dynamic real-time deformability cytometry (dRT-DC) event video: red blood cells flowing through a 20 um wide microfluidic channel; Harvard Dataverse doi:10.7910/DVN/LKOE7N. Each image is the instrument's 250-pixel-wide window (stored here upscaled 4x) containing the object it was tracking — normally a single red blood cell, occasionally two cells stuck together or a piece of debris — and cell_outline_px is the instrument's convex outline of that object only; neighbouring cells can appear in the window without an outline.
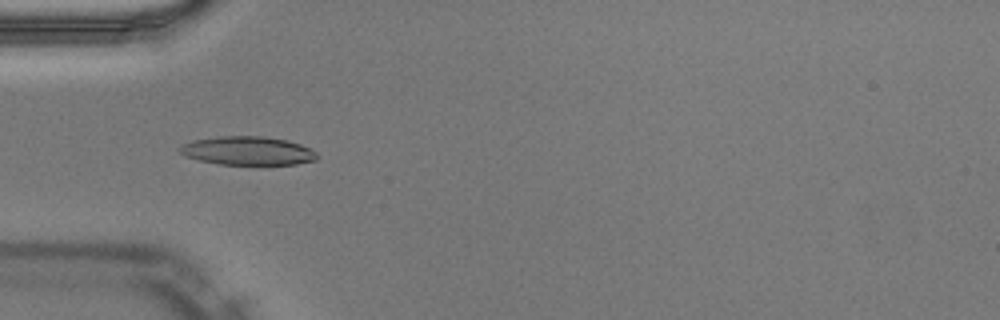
{"species": "Egyptian fruit bat (a non-hibernating species)", "species_latin": "Rousettus aegyptiacus", "temperature_condition": "warm", "stored_images_in_passage": 50, "camera_frame_rate_fps": 3000, "um_per_image_px": 0.085, "animal": {"sex": "male"}, "frame": {"image": 1, "passage_image": 16, "time_ms": 5.0, "image_size_px": [1000, 320], "cell_outline_px": [[320, 156], [316, 160], [296, 164], [220, 164], [200, 160], [184, 156], [176, 148], [192, 140], [220, 136], [264, 136], [288, 140], [300, 144], [316, 152]], "centroid_in_image_um": [21.05, 12.81], "position_along_channel_um": 63.9, "area_um2": 22.89}}
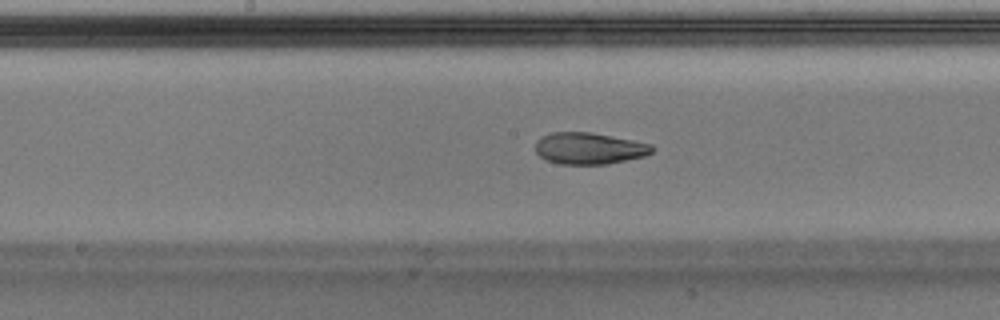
{"frame": {"image": 2, "passage_image": 26, "time_ms": 8.333, "image_size_px": [1000, 320], "cell_outline_px": [[656, 148], [652, 152], [644, 156], [608, 164], [560, 164], [544, 160], [536, 152], [536, 140], [552, 132], [592, 132], [652, 144]], "centroid_in_image_um": [50.08, 12.61], "position_along_channel_um": 198.1, "area_um2": 21.56}}
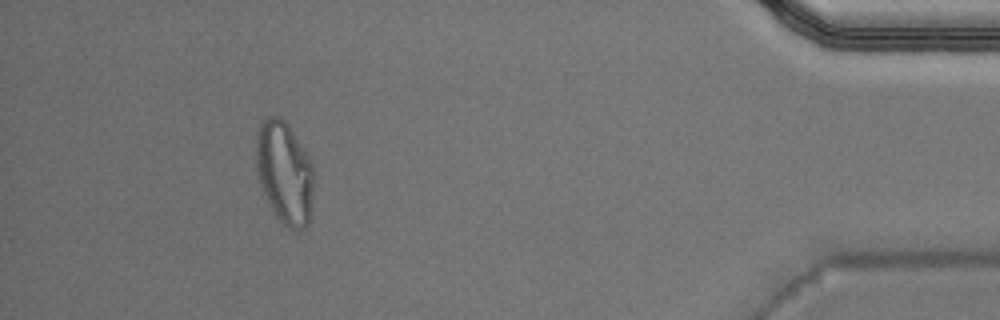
{"frame": {"image": 3, "passage_image": 46, "time_ms": 15.0, "image_size_px": [1000, 320], "cell_outline_px": [[316, 176], [308, 224], [304, 228], [296, 232], [288, 228], [280, 220], [272, 208], [264, 192], [260, 180], [256, 164], [256, 132], [264, 120], [268, 116], [276, 116], [284, 120], [288, 124], [308, 156], [312, 164]], "centroid_in_image_um": [24.22, 14.68], "position_along_channel_um": 411.0, "area_um2": 34.39}, "authors_computed_cell_mechanics": {"area_um2": 22.1663, "velocity_mm_per_s": 4.0368, "shape_relaxation_time_tau1_ms": 9.8588, "shape_relaxation_time_tau2_ms": 1.9332, "deformation_change_tau1": 0.302, "deformation_change_tau2": 0.0721}}